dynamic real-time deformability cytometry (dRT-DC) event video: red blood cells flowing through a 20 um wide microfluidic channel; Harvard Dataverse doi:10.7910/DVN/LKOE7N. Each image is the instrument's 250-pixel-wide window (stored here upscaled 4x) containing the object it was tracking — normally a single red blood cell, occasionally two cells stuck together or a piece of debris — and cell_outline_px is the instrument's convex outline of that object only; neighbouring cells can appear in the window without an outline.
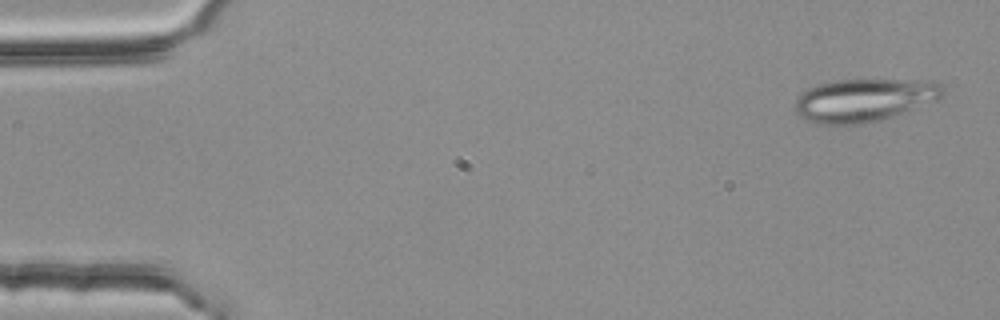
{"species": "common noctule bat (a hibernating species)", "species_latin": "Nyctalus noctula", "temperature_condition": "room temperature", "stored_images_in_passage": 3, "camera_frame_rate_fps": 3000, "um_per_image_px": 0.085, "animal": {"sex": "female", "body_mass_g": 25.1}, "frame": {"image": 1, "passage_image": 1, "time_ms": 0.0, "image_size_px": [1000, 320], "cell_outline_px": [[944, 92], [936, 100], [876, 120], [860, 124], [816, 124], [800, 116], [796, 112], [796, 96], [808, 88], [816, 84], [832, 80], [900, 80], [944, 84]], "centroid_in_image_um": [73.34, 8.5], "position_along_channel_um": 11.7, "area_um2": 36.13}}